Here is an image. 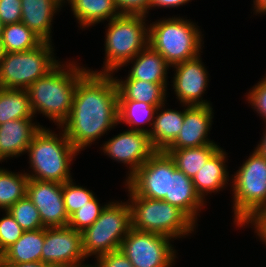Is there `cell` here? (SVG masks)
Segmentation results:
<instances>
[{"label":"cell","instance_id":"11","mask_svg":"<svg viewBox=\"0 0 266 267\" xmlns=\"http://www.w3.org/2000/svg\"><path fill=\"white\" fill-rule=\"evenodd\" d=\"M176 169L169 153L157 150L125 184L138 196L163 200L165 196H169L170 174Z\"/></svg>","mask_w":266,"mask_h":267},{"label":"cell","instance_id":"5","mask_svg":"<svg viewBox=\"0 0 266 267\" xmlns=\"http://www.w3.org/2000/svg\"><path fill=\"white\" fill-rule=\"evenodd\" d=\"M202 36L199 26L190 19L172 16L150 23L148 45L172 67L202 53Z\"/></svg>","mask_w":266,"mask_h":267},{"label":"cell","instance_id":"28","mask_svg":"<svg viewBox=\"0 0 266 267\" xmlns=\"http://www.w3.org/2000/svg\"><path fill=\"white\" fill-rule=\"evenodd\" d=\"M219 148L217 144H210L195 148L165 149L164 151L173 158L178 170L192 178Z\"/></svg>","mask_w":266,"mask_h":267},{"label":"cell","instance_id":"22","mask_svg":"<svg viewBox=\"0 0 266 267\" xmlns=\"http://www.w3.org/2000/svg\"><path fill=\"white\" fill-rule=\"evenodd\" d=\"M160 105L155 113L153 126L149 133L150 141L156 150H165L178 136L183 127L184 110H165Z\"/></svg>","mask_w":266,"mask_h":267},{"label":"cell","instance_id":"25","mask_svg":"<svg viewBox=\"0 0 266 267\" xmlns=\"http://www.w3.org/2000/svg\"><path fill=\"white\" fill-rule=\"evenodd\" d=\"M44 245V228L24 231L22 236L3 253V263L41 261Z\"/></svg>","mask_w":266,"mask_h":267},{"label":"cell","instance_id":"32","mask_svg":"<svg viewBox=\"0 0 266 267\" xmlns=\"http://www.w3.org/2000/svg\"><path fill=\"white\" fill-rule=\"evenodd\" d=\"M74 183L73 179H71L62 184L65 209L69 217L80 207L87 204V201L92 200L96 196L92 190Z\"/></svg>","mask_w":266,"mask_h":267},{"label":"cell","instance_id":"29","mask_svg":"<svg viewBox=\"0 0 266 267\" xmlns=\"http://www.w3.org/2000/svg\"><path fill=\"white\" fill-rule=\"evenodd\" d=\"M2 45L4 52H23L36 48L43 40L24 23H14L3 27Z\"/></svg>","mask_w":266,"mask_h":267},{"label":"cell","instance_id":"20","mask_svg":"<svg viewBox=\"0 0 266 267\" xmlns=\"http://www.w3.org/2000/svg\"><path fill=\"white\" fill-rule=\"evenodd\" d=\"M226 155L227 153L220 147L192 177L196 192L205 201V196L222 191L230 181L228 166L225 164L227 162Z\"/></svg>","mask_w":266,"mask_h":267},{"label":"cell","instance_id":"41","mask_svg":"<svg viewBox=\"0 0 266 267\" xmlns=\"http://www.w3.org/2000/svg\"><path fill=\"white\" fill-rule=\"evenodd\" d=\"M1 267H48V265L41 261H36L26 263H3Z\"/></svg>","mask_w":266,"mask_h":267},{"label":"cell","instance_id":"15","mask_svg":"<svg viewBox=\"0 0 266 267\" xmlns=\"http://www.w3.org/2000/svg\"><path fill=\"white\" fill-rule=\"evenodd\" d=\"M26 195L33 202L45 227H66L69 216L65 209L62 183L28 179Z\"/></svg>","mask_w":266,"mask_h":267},{"label":"cell","instance_id":"37","mask_svg":"<svg viewBox=\"0 0 266 267\" xmlns=\"http://www.w3.org/2000/svg\"><path fill=\"white\" fill-rule=\"evenodd\" d=\"M121 15L147 16L150 10V0H115Z\"/></svg>","mask_w":266,"mask_h":267},{"label":"cell","instance_id":"40","mask_svg":"<svg viewBox=\"0 0 266 267\" xmlns=\"http://www.w3.org/2000/svg\"><path fill=\"white\" fill-rule=\"evenodd\" d=\"M188 2H190V0H150V9H154L156 7L177 8L187 4Z\"/></svg>","mask_w":266,"mask_h":267},{"label":"cell","instance_id":"30","mask_svg":"<svg viewBox=\"0 0 266 267\" xmlns=\"http://www.w3.org/2000/svg\"><path fill=\"white\" fill-rule=\"evenodd\" d=\"M26 172H11L0 167V209L8 210L27 193Z\"/></svg>","mask_w":266,"mask_h":267},{"label":"cell","instance_id":"23","mask_svg":"<svg viewBox=\"0 0 266 267\" xmlns=\"http://www.w3.org/2000/svg\"><path fill=\"white\" fill-rule=\"evenodd\" d=\"M68 2L71 11L80 28H88L103 21H110L120 16L115 0H64Z\"/></svg>","mask_w":266,"mask_h":267},{"label":"cell","instance_id":"19","mask_svg":"<svg viewBox=\"0 0 266 267\" xmlns=\"http://www.w3.org/2000/svg\"><path fill=\"white\" fill-rule=\"evenodd\" d=\"M163 200L182 210L196 225L197 215L206 204L196 192L192 178L178 169L170 174L169 196Z\"/></svg>","mask_w":266,"mask_h":267},{"label":"cell","instance_id":"14","mask_svg":"<svg viewBox=\"0 0 266 267\" xmlns=\"http://www.w3.org/2000/svg\"><path fill=\"white\" fill-rule=\"evenodd\" d=\"M172 67L175 70L172 89L181 105H212L210 101L204 100L202 97L208 87L209 74L202 62L201 54Z\"/></svg>","mask_w":266,"mask_h":267},{"label":"cell","instance_id":"39","mask_svg":"<svg viewBox=\"0 0 266 267\" xmlns=\"http://www.w3.org/2000/svg\"><path fill=\"white\" fill-rule=\"evenodd\" d=\"M251 228L254 227V230L259 237V239L266 246V211L253 223Z\"/></svg>","mask_w":266,"mask_h":267},{"label":"cell","instance_id":"7","mask_svg":"<svg viewBox=\"0 0 266 267\" xmlns=\"http://www.w3.org/2000/svg\"><path fill=\"white\" fill-rule=\"evenodd\" d=\"M146 16L120 15L109 21L105 35V61L102 71L94 73L113 74L133 59L148 45L149 25ZM146 19V20H145Z\"/></svg>","mask_w":266,"mask_h":267},{"label":"cell","instance_id":"45","mask_svg":"<svg viewBox=\"0 0 266 267\" xmlns=\"http://www.w3.org/2000/svg\"><path fill=\"white\" fill-rule=\"evenodd\" d=\"M4 49H3V45H2V41L0 38V61L2 60L3 56H4Z\"/></svg>","mask_w":266,"mask_h":267},{"label":"cell","instance_id":"4","mask_svg":"<svg viewBox=\"0 0 266 267\" xmlns=\"http://www.w3.org/2000/svg\"><path fill=\"white\" fill-rule=\"evenodd\" d=\"M232 175L234 225L250 226L266 211V159L255 148Z\"/></svg>","mask_w":266,"mask_h":267},{"label":"cell","instance_id":"46","mask_svg":"<svg viewBox=\"0 0 266 267\" xmlns=\"http://www.w3.org/2000/svg\"><path fill=\"white\" fill-rule=\"evenodd\" d=\"M3 27H4V24L0 20V38L2 37Z\"/></svg>","mask_w":266,"mask_h":267},{"label":"cell","instance_id":"42","mask_svg":"<svg viewBox=\"0 0 266 267\" xmlns=\"http://www.w3.org/2000/svg\"><path fill=\"white\" fill-rule=\"evenodd\" d=\"M253 14H266V0H253Z\"/></svg>","mask_w":266,"mask_h":267},{"label":"cell","instance_id":"35","mask_svg":"<svg viewBox=\"0 0 266 267\" xmlns=\"http://www.w3.org/2000/svg\"><path fill=\"white\" fill-rule=\"evenodd\" d=\"M247 100L256 113L266 123V77L261 78L247 93Z\"/></svg>","mask_w":266,"mask_h":267},{"label":"cell","instance_id":"6","mask_svg":"<svg viewBox=\"0 0 266 267\" xmlns=\"http://www.w3.org/2000/svg\"><path fill=\"white\" fill-rule=\"evenodd\" d=\"M125 186L130 197L132 229L168 236L173 240L185 238L196 229V224L178 207L164 200L138 196Z\"/></svg>","mask_w":266,"mask_h":267},{"label":"cell","instance_id":"10","mask_svg":"<svg viewBox=\"0 0 266 267\" xmlns=\"http://www.w3.org/2000/svg\"><path fill=\"white\" fill-rule=\"evenodd\" d=\"M172 238L160 234L130 229L120 250L134 267H172L176 250Z\"/></svg>","mask_w":266,"mask_h":267},{"label":"cell","instance_id":"21","mask_svg":"<svg viewBox=\"0 0 266 267\" xmlns=\"http://www.w3.org/2000/svg\"><path fill=\"white\" fill-rule=\"evenodd\" d=\"M129 64L133 65L125 80H143L154 84H168L167 71H169L171 66L150 45H147L124 66H128Z\"/></svg>","mask_w":266,"mask_h":267},{"label":"cell","instance_id":"33","mask_svg":"<svg viewBox=\"0 0 266 267\" xmlns=\"http://www.w3.org/2000/svg\"><path fill=\"white\" fill-rule=\"evenodd\" d=\"M105 205L99 203V200L94 197L92 200L87 201V204L80 207L69 217L68 225L76 231L82 232L87 227L91 226L100 216Z\"/></svg>","mask_w":266,"mask_h":267},{"label":"cell","instance_id":"18","mask_svg":"<svg viewBox=\"0 0 266 267\" xmlns=\"http://www.w3.org/2000/svg\"><path fill=\"white\" fill-rule=\"evenodd\" d=\"M63 0H21V22L43 41L52 42V22Z\"/></svg>","mask_w":266,"mask_h":267},{"label":"cell","instance_id":"17","mask_svg":"<svg viewBox=\"0 0 266 267\" xmlns=\"http://www.w3.org/2000/svg\"><path fill=\"white\" fill-rule=\"evenodd\" d=\"M33 119H15L0 124V162L27 153L28 146L42 125Z\"/></svg>","mask_w":266,"mask_h":267},{"label":"cell","instance_id":"34","mask_svg":"<svg viewBox=\"0 0 266 267\" xmlns=\"http://www.w3.org/2000/svg\"><path fill=\"white\" fill-rule=\"evenodd\" d=\"M4 215L0 219V249L3 253L24 233L8 210H5Z\"/></svg>","mask_w":266,"mask_h":267},{"label":"cell","instance_id":"3","mask_svg":"<svg viewBox=\"0 0 266 267\" xmlns=\"http://www.w3.org/2000/svg\"><path fill=\"white\" fill-rule=\"evenodd\" d=\"M59 134L43 127L35 134L27 149L30 169L29 179L64 183L72 179L71 164L79 152L60 127ZM59 136V137H58ZM31 173V174H30Z\"/></svg>","mask_w":266,"mask_h":267},{"label":"cell","instance_id":"8","mask_svg":"<svg viewBox=\"0 0 266 267\" xmlns=\"http://www.w3.org/2000/svg\"><path fill=\"white\" fill-rule=\"evenodd\" d=\"M131 229V209L128 201L108 202L98 219L81 232L86 258L120 249Z\"/></svg>","mask_w":266,"mask_h":267},{"label":"cell","instance_id":"44","mask_svg":"<svg viewBox=\"0 0 266 267\" xmlns=\"http://www.w3.org/2000/svg\"><path fill=\"white\" fill-rule=\"evenodd\" d=\"M74 267H98V263L96 262L95 265H90V264H85L84 262L83 263H80Z\"/></svg>","mask_w":266,"mask_h":267},{"label":"cell","instance_id":"2","mask_svg":"<svg viewBox=\"0 0 266 267\" xmlns=\"http://www.w3.org/2000/svg\"><path fill=\"white\" fill-rule=\"evenodd\" d=\"M65 63L60 61L26 89L34 116L42 113L58 127L68 119L77 82L88 71L86 67L80 66V63Z\"/></svg>","mask_w":266,"mask_h":267},{"label":"cell","instance_id":"1","mask_svg":"<svg viewBox=\"0 0 266 267\" xmlns=\"http://www.w3.org/2000/svg\"><path fill=\"white\" fill-rule=\"evenodd\" d=\"M118 95L113 74L88 70L78 80L71 113L60 126L78 152L119 124Z\"/></svg>","mask_w":266,"mask_h":267},{"label":"cell","instance_id":"9","mask_svg":"<svg viewBox=\"0 0 266 267\" xmlns=\"http://www.w3.org/2000/svg\"><path fill=\"white\" fill-rule=\"evenodd\" d=\"M53 51L52 42L43 41L28 51L5 52L0 61V88L27 89L60 62Z\"/></svg>","mask_w":266,"mask_h":267},{"label":"cell","instance_id":"31","mask_svg":"<svg viewBox=\"0 0 266 267\" xmlns=\"http://www.w3.org/2000/svg\"><path fill=\"white\" fill-rule=\"evenodd\" d=\"M8 211L24 231L45 228L39 211L27 195L13 204Z\"/></svg>","mask_w":266,"mask_h":267},{"label":"cell","instance_id":"47","mask_svg":"<svg viewBox=\"0 0 266 267\" xmlns=\"http://www.w3.org/2000/svg\"><path fill=\"white\" fill-rule=\"evenodd\" d=\"M2 264H3V252L0 249V267L2 266Z\"/></svg>","mask_w":266,"mask_h":267},{"label":"cell","instance_id":"36","mask_svg":"<svg viewBox=\"0 0 266 267\" xmlns=\"http://www.w3.org/2000/svg\"><path fill=\"white\" fill-rule=\"evenodd\" d=\"M0 20L5 25L21 22V0H0Z\"/></svg>","mask_w":266,"mask_h":267},{"label":"cell","instance_id":"13","mask_svg":"<svg viewBox=\"0 0 266 267\" xmlns=\"http://www.w3.org/2000/svg\"><path fill=\"white\" fill-rule=\"evenodd\" d=\"M100 148L114 161L129 167L126 180L157 151L150 141L149 134L131 129L105 141Z\"/></svg>","mask_w":266,"mask_h":267},{"label":"cell","instance_id":"12","mask_svg":"<svg viewBox=\"0 0 266 267\" xmlns=\"http://www.w3.org/2000/svg\"><path fill=\"white\" fill-rule=\"evenodd\" d=\"M81 232L66 227H45L41 262L48 266L74 267L85 261Z\"/></svg>","mask_w":266,"mask_h":267},{"label":"cell","instance_id":"26","mask_svg":"<svg viewBox=\"0 0 266 267\" xmlns=\"http://www.w3.org/2000/svg\"><path fill=\"white\" fill-rule=\"evenodd\" d=\"M34 117L26 89L0 88V124Z\"/></svg>","mask_w":266,"mask_h":267},{"label":"cell","instance_id":"24","mask_svg":"<svg viewBox=\"0 0 266 267\" xmlns=\"http://www.w3.org/2000/svg\"><path fill=\"white\" fill-rule=\"evenodd\" d=\"M115 77L119 91L118 100L145 102L157 108L166 104L167 85L154 84L143 80H123Z\"/></svg>","mask_w":266,"mask_h":267},{"label":"cell","instance_id":"27","mask_svg":"<svg viewBox=\"0 0 266 267\" xmlns=\"http://www.w3.org/2000/svg\"><path fill=\"white\" fill-rule=\"evenodd\" d=\"M156 110V106L145 102L118 100V123L128 124L131 130L149 134L151 129L140 125L149 123L148 126L152 128Z\"/></svg>","mask_w":266,"mask_h":267},{"label":"cell","instance_id":"38","mask_svg":"<svg viewBox=\"0 0 266 267\" xmlns=\"http://www.w3.org/2000/svg\"><path fill=\"white\" fill-rule=\"evenodd\" d=\"M95 261L100 267H134L120 249L100 255Z\"/></svg>","mask_w":266,"mask_h":267},{"label":"cell","instance_id":"43","mask_svg":"<svg viewBox=\"0 0 266 267\" xmlns=\"http://www.w3.org/2000/svg\"><path fill=\"white\" fill-rule=\"evenodd\" d=\"M256 149L265 157L266 159V124L265 130L263 133V137L261 138L260 142L257 144Z\"/></svg>","mask_w":266,"mask_h":267},{"label":"cell","instance_id":"16","mask_svg":"<svg viewBox=\"0 0 266 267\" xmlns=\"http://www.w3.org/2000/svg\"><path fill=\"white\" fill-rule=\"evenodd\" d=\"M182 107H185L183 127L176 139L166 149H185L217 144L208 138L214 118L212 106L182 104Z\"/></svg>","mask_w":266,"mask_h":267}]
</instances>
